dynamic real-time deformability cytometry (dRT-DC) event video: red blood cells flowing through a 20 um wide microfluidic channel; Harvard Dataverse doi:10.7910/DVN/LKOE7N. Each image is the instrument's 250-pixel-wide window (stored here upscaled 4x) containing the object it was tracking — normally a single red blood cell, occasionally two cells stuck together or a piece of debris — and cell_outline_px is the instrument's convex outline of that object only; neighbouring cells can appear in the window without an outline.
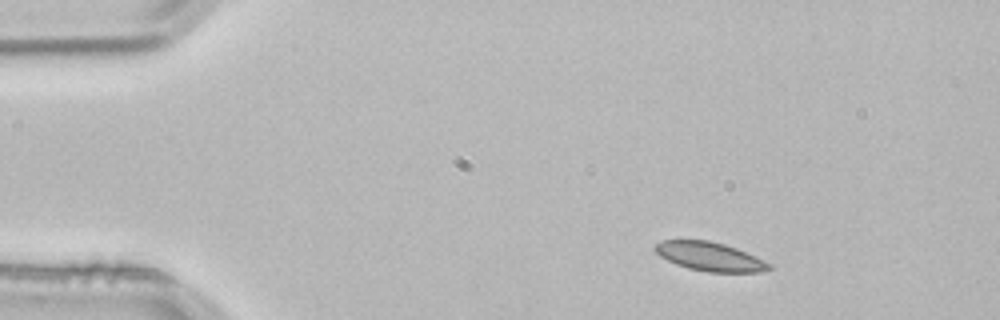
{"species": "common noctule bat (a hibernating species)", "species_latin": "Nyctalus noctula", "temperature_condition": "room temperature", "stored_images_in_passage": 3, "camera_frame_rate_fps": 3000, "um_per_image_px": 0.085, "animal": {"sex": "male", "body_mass_g": 21.5, "forearm_length_mm": 52.0}, "frame": {"image": 1, "passage_image": 3, "time_ms": 0.667, "image_size_px": [1000, 320], "cell_outline_px": [[772, 268], [760, 272], [708, 272], [688, 268], [676, 264], [660, 256], [652, 248], [660, 240], [708, 240], [724, 244], [736, 248], [772, 264]], "centroid_in_image_um": [60.31, 21.8], "position_along_channel_um": 24.7, "area_um2": 19.07}}